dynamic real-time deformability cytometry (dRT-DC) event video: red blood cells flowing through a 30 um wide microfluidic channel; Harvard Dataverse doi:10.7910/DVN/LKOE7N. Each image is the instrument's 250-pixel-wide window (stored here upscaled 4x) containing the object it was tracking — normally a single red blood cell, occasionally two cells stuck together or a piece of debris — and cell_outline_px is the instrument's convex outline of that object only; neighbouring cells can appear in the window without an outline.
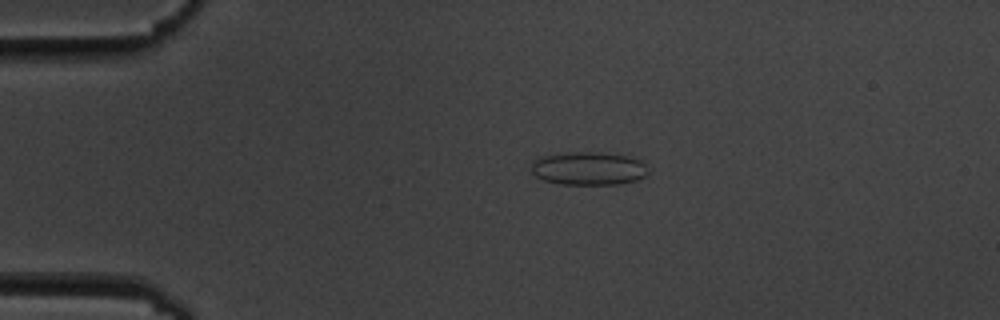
{"species": "common noctule bat (a hibernating species)", "species_latin": "Nyctalus noctula", "temperature_condition": "cold", "stored_images_in_passage": 10, "camera_frame_rate_fps": 3000, "um_per_image_px": 0.085, "animal": {"sex": "male", "body_mass_g": 19.5, "forearm_length_mm": 54.6}, "frame": {"image": 1, "passage_image": 4, "time_ms": 3.667, "image_size_px": [1000, 320], "cell_outline_px": [[648, 172], [644, 176], [636, 180], [616, 184], [560, 184], [544, 180], [536, 176], [532, 172], [532, 160], [536, 156], [564, 152], [600, 152], [624, 156], [640, 160], [644, 164]], "centroid_in_image_um": [49.95, 14.3], "position_along_channel_um": 35.1, "area_um2": 22.66}}
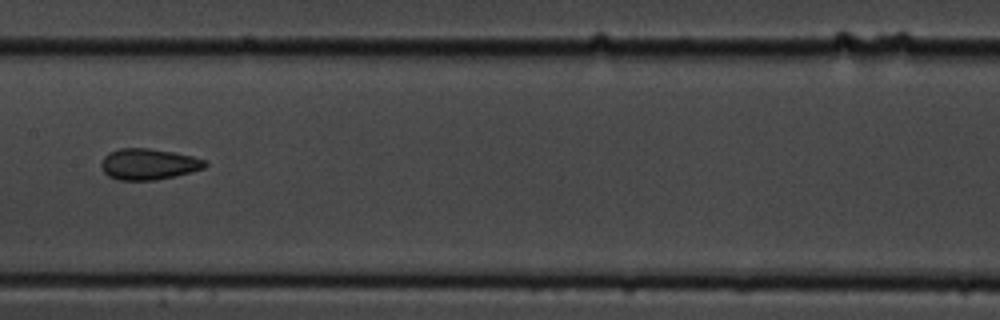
{"frame": {"image": 2, "passage_image": 9, "time_ms": 9.333, "image_size_px": [1000, 320], "cell_outline_px": [[208, 164], [204, 168], [192, 172], [176, 176], [156, 180], [116, 180], [108, 176], [104, 172], [100, 164], [104, 156], [108, 152], [120, 148], [148, 148], [172, 152], [192, 156], [204, 160]], "centroid_in_image_um": [12.6, 13.96], "position_along_channel_um": 194.8, "area_um2": 18.9}}
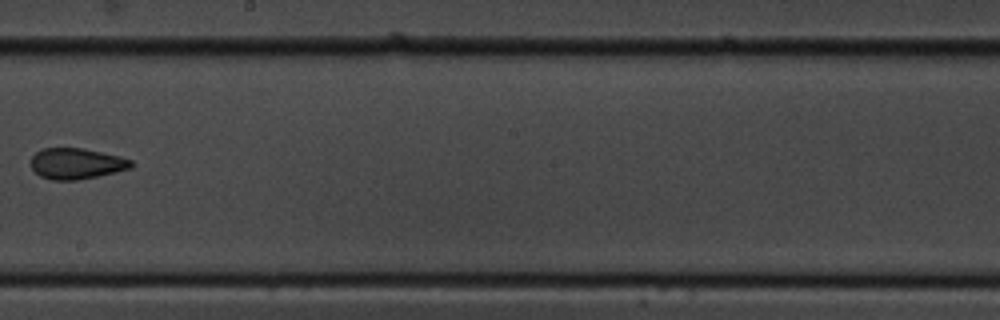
{"frame": {"image": 3, "passage_image": 10, "time_ms": 10.667, "image_size_px": [1000, 320], "cell_outline_px": [[132, 168], [96, 176], [76, 180], [52, 180], [40, 176], [32, 168], [32, 156], [36, 152], [44, 148], [80, 148], [120, 156], [132, 160]], "centroid_in_image_um": [6.49, 13.9], "position_along_channel_um": 241.7, "area_um2": 17.8}}